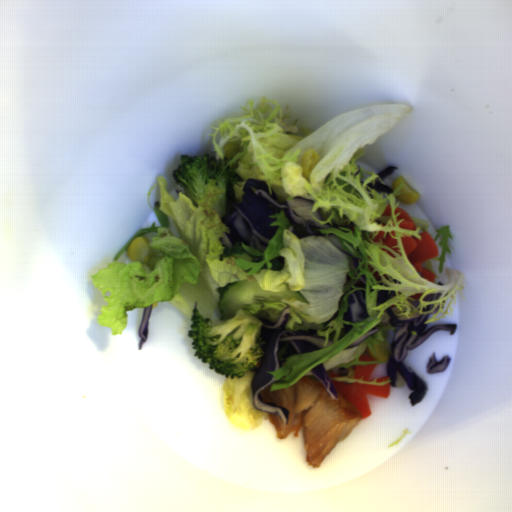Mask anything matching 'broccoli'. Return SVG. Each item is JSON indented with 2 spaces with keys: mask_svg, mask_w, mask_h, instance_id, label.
I'll return each mask as SVG.
<instances>
[{
  "mask_svg": "<svg viewBox=\"0 0 512 512\" xmlns=\"http://www.w3.org/2000/svg\"><path fill=\"white\" fill-rule=\"evenodd\" d=\"M190 320L187 335L195 356L225 378L241 377L264 353L266 343L261 338L260 319L246 310H239L227 321L212 323L195 307Z\"/></svg>",
  "mask_w": 512,
  "mask_h": 512,
  "instance_id": "1706d50b",
  "label": "broccoli"
},
{
  "mask_svg": "<svg viewBox=\"0 0 512 512\" xmlns=\"http://www.w3.org/2000/svg\"><path fill=\"white\" fill-rule=\"evenodd\" d=\"M222 169L215 155L190 156L181 154L179 166L171 172L174 182L184 191L185 198L199 201L210 180H213L220 197L212 204L221 217L227 212L226 178L220 175Z\"/></svg>",
  "mask_w": 512,
  "mask_h": 512,
  "instance_id": "ccd96aad",
  "label": "broccoli"
}]
</instances>
